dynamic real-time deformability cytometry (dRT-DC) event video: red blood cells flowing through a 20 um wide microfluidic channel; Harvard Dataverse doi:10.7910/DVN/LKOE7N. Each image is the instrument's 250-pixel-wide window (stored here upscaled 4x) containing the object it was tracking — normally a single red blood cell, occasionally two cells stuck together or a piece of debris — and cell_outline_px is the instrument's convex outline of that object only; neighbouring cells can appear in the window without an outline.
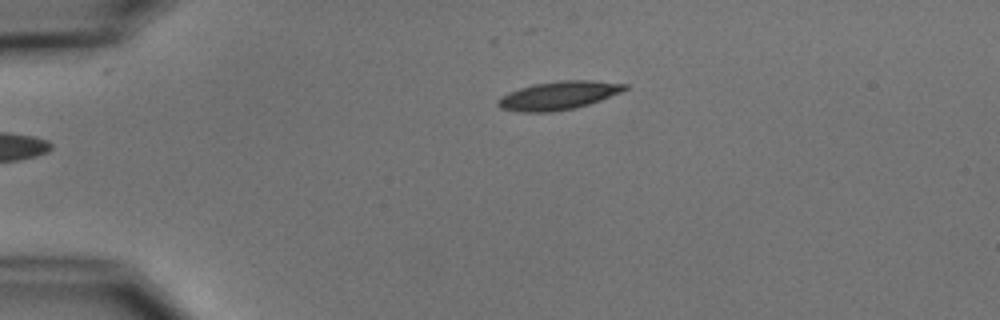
{"species": "common noctule bat (a hibernating species)", "species_latin": "Nyctalus noctula", "temperature_condition": "cold", "stored_images_in_passage": 2, "camera_frame_rate_fps": 3000, "um_per_image_px": 0.085, "animal": {"sex": "male", "body_mass_g": 15.6}, "frame": {"image": 1, "passage_image": 2, "time_ms": 1.333, "image_size_px": [1000, 320], "cell_outline_px": [[628, 88], [620, 92], [600, 100], [576, 108], [552, 112], [520, 112], [500, 108], [496, 104], [496, 100], [500, 96], [508, 92], [532, 84], [560, 80], [592, 80], [628, 84]], "centroid_in_image_um": [47.43, 8.11], "position_along_channel_um": 37.6, "area_um2": 21.1}}